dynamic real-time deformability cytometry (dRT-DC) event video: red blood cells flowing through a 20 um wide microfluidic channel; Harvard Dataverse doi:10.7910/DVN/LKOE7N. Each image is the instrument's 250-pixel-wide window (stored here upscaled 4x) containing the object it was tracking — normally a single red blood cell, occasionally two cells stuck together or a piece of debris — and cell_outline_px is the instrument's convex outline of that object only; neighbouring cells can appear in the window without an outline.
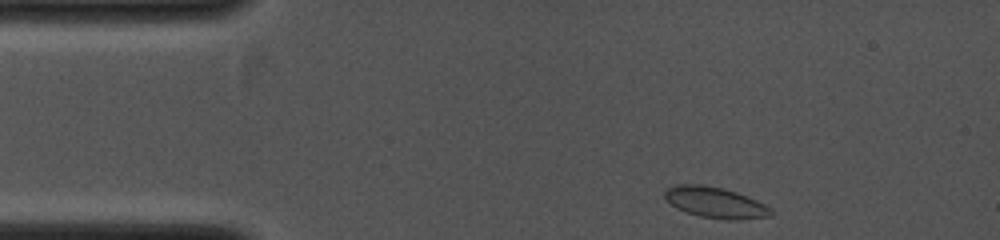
{"species": "common noctule bat (a hibernating species)", "species_latin": "Nyctalus noctula", "temperature_condition": "cold", "stored_images_in_passage": 24, "camera_frame_rate_fps": 4000, "um_per_image_px": 0.085, "animal": {"sex": "female", "body_mass_g": 19.0, "forearm_length_mm": 53.3}, "frame": {"image": 1, "passage_image": 1, "time_ms": 0.0, "image_size_px": [1000, 240], "cell_outline_px": [[772, 216], [740, 220], [728, 220], [700, 216], [676, 208], [664, 196], [664, 192], [668, 188], [676, 184], [704, 184], [724, 188], [736, 192], [756, 200], [772, 208]], "centroid_in_image_um": [60.83, 17.21], "position_along_channel_um": 24.2, "area_um2": 19.13}}
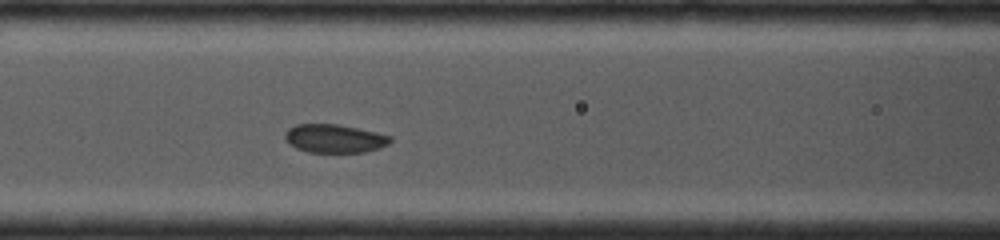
{"frame": {"image": 2, "passage_image": 13, "time_ms": 3.0, "image_size_px": [1000, 240], "cell_outline_px": [[392, 140], [388, 144], [380, 148], [364, 152], [308, 152], [296, 148], [284, 136], [284, 132], [288, 128], [296, 124], [336, 124], [376, 132], [392, 136]], "centroid_in_image_um": [28.44, 11.77], "position_along_channel_um": 138.2, "area_um2": 17.34}}
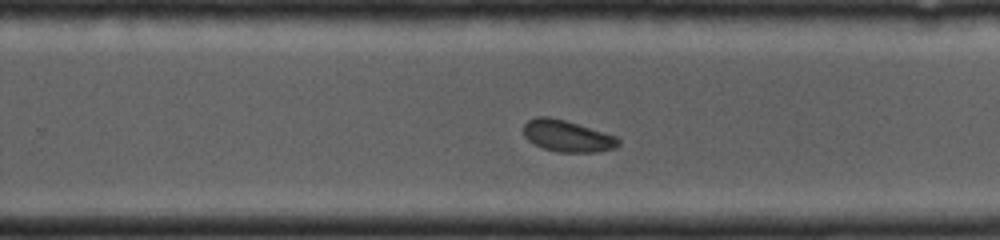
{"frame": {"image": 3, "passage_image": 23, "time_ms": 5.5, "image_size_px": [1000, 240], "cell_outline_px": [[620, 144], [616, 148], [596, 152], [560, 152], [544, 148], [528, 140], [524, 136], [524, 124], [528, 120], [536, 116], [548, 116], [564, 120], [616, 136], [620, 140]], "centroid_in_image_um": [48.22, 11.56], "position_along_channel_um": 281.6, "area_um2": 17.28}}